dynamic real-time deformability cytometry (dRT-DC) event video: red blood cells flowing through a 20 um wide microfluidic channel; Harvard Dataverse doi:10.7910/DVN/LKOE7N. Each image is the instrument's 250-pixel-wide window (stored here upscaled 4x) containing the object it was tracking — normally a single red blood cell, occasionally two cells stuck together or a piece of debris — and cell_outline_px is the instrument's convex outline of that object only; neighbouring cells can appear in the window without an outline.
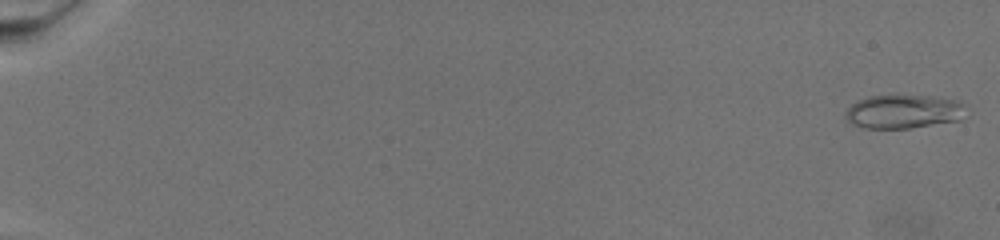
{"species": "common noctule bat (a hibernating species)", "species_latin": "Nyctalus noctula", "temperature_condition": "warm", "stored_images_in_passage": 73, "camera_frame_rate_fps": 3000, "um_per_image_px": 0.085, "animal": {"sex": "female", "body_mass_g": 19.5, "forearm_length_mm": 54.1}, "frame": {"image": 1, "passage_image": 2, "time_ms": 0.333, "image_size_px": [1000, 240], "cell_outline_px": [[964, 104], [960, 120], [908, 128], [864, 128], [852, 124], [844, 120], [844, 112], [856, 100], [868, 96], [932, 96], [960, 100]], "centroid_in_image_um": [76.73, 9.48], "position_along_channel_um": 8.3, "area_um2": 23.64}}
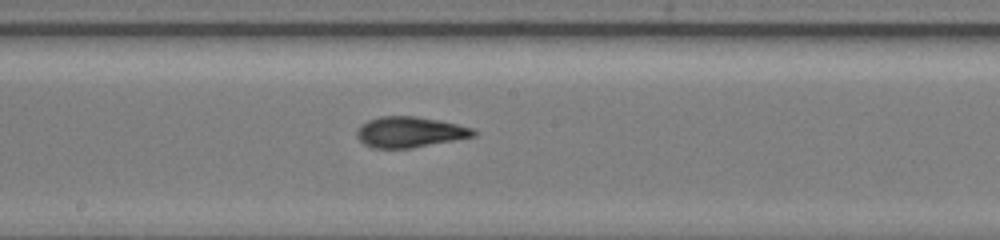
{"frame": {"image": 2, "passage_image": 44, "time_ms": 14.333, "image_size_px": [1000, 240], "cell_outline_px": [[480, 132], [476, 136], [456, 140], [412, 148], [372, 148], [364, 144], [356, 136], [356, 132], [360, 124], [368, 120], [380, 116], [416, 116], [440, 120], [476, 128]], "centroid_in_image_um": [34.88, 11.22], "position_along_channel_um": 213.3, "area_um2": 21.27}}
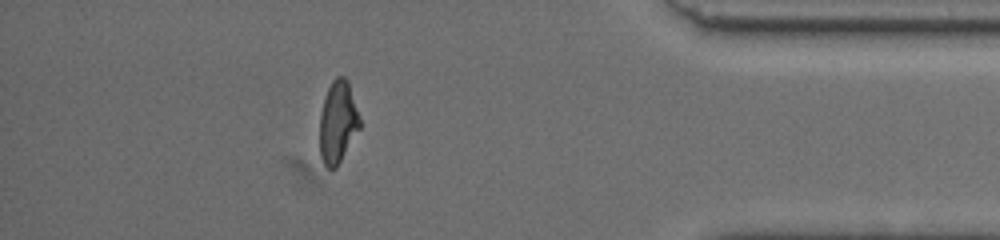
{"frame": {"image": 3, "passage_image": 66, "time_ms": 21.667, "image_size_px": [1000, 240], "cell_outline_px": [[360, 128], [336, 168], [328, 168], [324, 164], [320, 156], [320, 112], [324, 96], [332, 80], [336, 76], [344, 76], [348, 80], [360, 120]], "centroid_in_image_um": [28.7, 10.36], "position_along_channel_um": 406.5, "area_um2": 19.13}}